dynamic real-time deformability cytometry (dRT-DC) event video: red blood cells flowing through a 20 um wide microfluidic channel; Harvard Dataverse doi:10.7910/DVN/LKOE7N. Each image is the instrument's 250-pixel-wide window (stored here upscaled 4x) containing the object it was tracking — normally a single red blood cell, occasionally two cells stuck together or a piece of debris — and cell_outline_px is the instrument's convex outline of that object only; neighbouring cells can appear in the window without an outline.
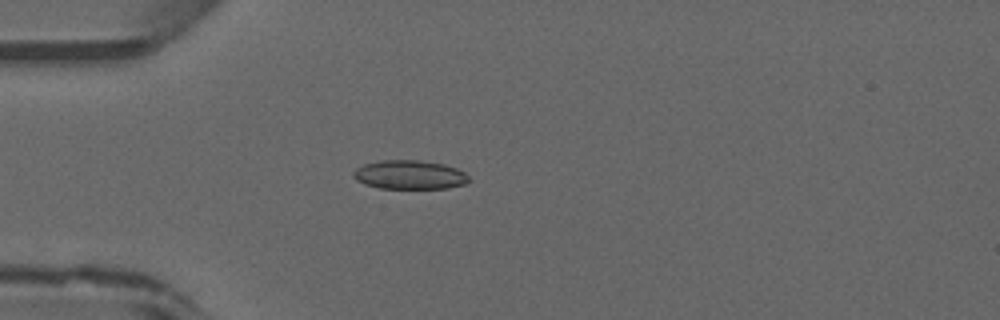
{"species": "common noctule bat (a hibernating species)", "species_latin": "Nyctalus noctula", "temperature_condition": "warm", "stored_images_in_passage": 47, "camera_frame_rate_fps": 3000, "um_per_image_px": 0.085, "animal": {"sex": "male", "forearm_length_mm": 52.5}, "frame": {"image": 1, "passage_image": 14, "time_ms": 4.333, "image_size_px": [1000, 320], "cell_outline_px": [[468, 180], [464, 184], [448, 188], [380, 188], [364, 184], [356, 180], [352, 176], [352, 172], [356, 168], [364, 164], [380, 160], [416, 160], [444, 164], [456, 168], [464, 172], [468, 176]], "centroid_in_image_um": [34.77, 14.85], "position_along_channel_um": 50.2, "area_um2": 19.42}}
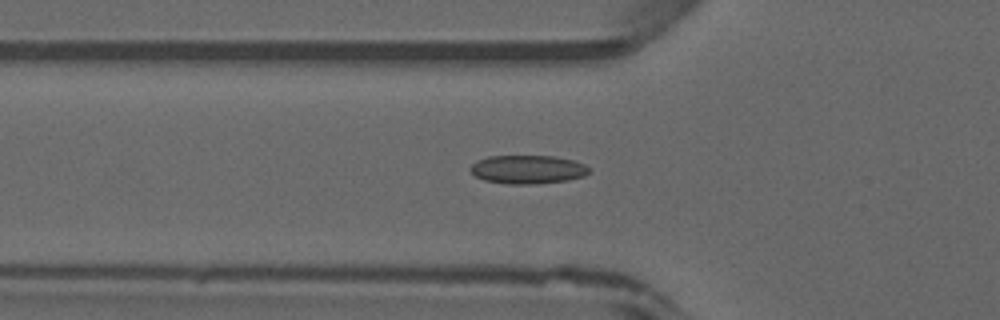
{"frame": {"image": 2, "passage_image": 17, "time_ms": 5.333, "image_size_px": [1000, 320], "cell_outline_px": [[588, 172], [584, 176], [568, 180], [536, 184], [508, 184], [484, 180], [476, 176], [468, 168], [476, 160], [488, 156], [552, 156], [572, 160], [584, 164], [588, 168]], "centroid_in_image_um": [44.81, 14.4], "position_along_channel_um": 81.0, "area_um2": 19.71}}
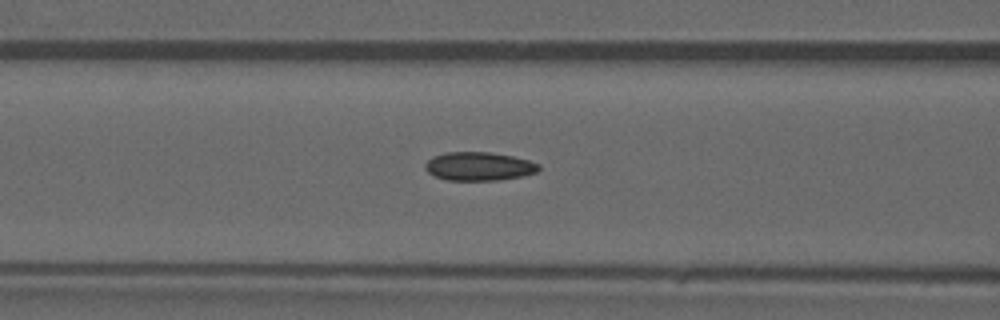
{"frame": {"image": 3, "passage_image": 20, "time_ms": 6.333, "image_size_px": [1000, 320], "cell_outline_px": [[540, 168], [536, 172], [520, 176], [500, 180], [448, 180], [436, 176], [428, 172], [424, 168], [424, 164], [432, 156], [444, 152], [488, 152], [512, 156], [528, 160], [540, 164]], "centroid_in_image_um": [40.68, 14.13], "position_along_channel_um": 125.9, "area_um2": 18.84}}